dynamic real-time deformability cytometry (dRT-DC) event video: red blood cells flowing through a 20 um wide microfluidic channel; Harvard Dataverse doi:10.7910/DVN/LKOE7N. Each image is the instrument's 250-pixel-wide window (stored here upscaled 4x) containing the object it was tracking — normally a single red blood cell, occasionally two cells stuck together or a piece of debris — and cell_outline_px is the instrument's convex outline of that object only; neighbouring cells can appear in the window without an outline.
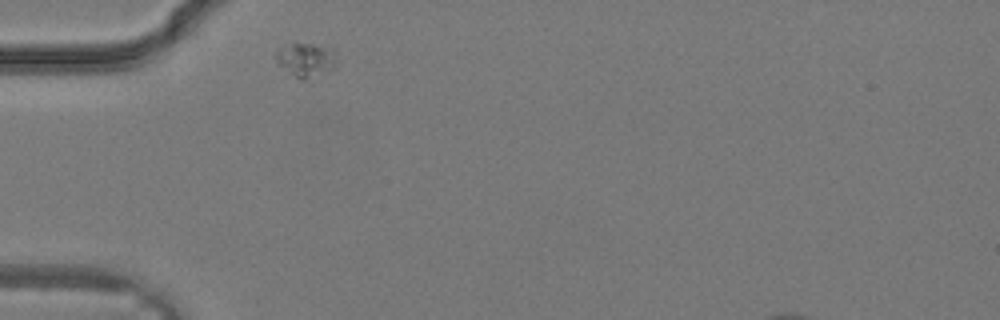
{"species": "common noctule bat (a hibernating species)", "species_latin": "Nyctalus noctula", "temperature_condition": "warm", "stored_images_in_passage": 19, "camera_frame_rate_fps": 3000, "um_per_image_px": 0.085, "animal": {"sex": "male", "body_mass_g": 19.2, "forearm_length_mm": 51.8}, "frame": {"image": 1, "passage_image": 1, "time_ms": 0.0, "image_size_px": [1000, 320], "cell_outline_px": [[332, 68], [304, 80], [300, 80], [280, 64], [276, 60], [276, 48], [292, 44], [312, 44], [320, 48], [324, 52], [332, 64]], "centroid_in_image_um": [25.77, 5.11], "position_along_channel_um": 59.2, "area_um2": 10.35}}
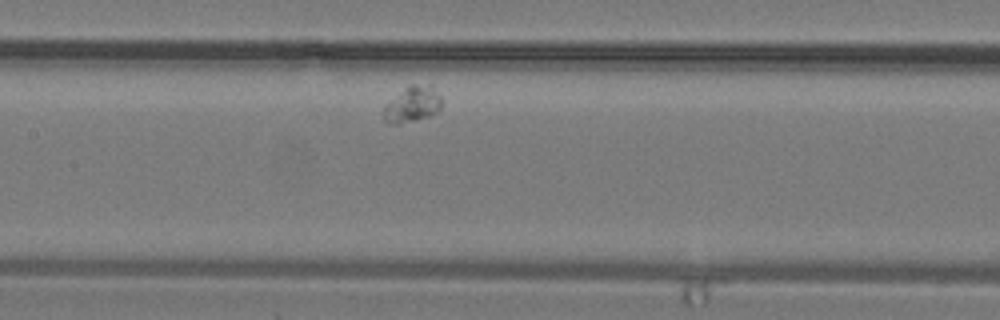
{"frame": {"image": 2, "passage_image": 8, "time_ms": 2.333, "image_size_px": [1000, 320], "cell_outline_px": [[444, 100], [440, 108], [432, 116], [400, 124], [388, 124], [384, 120], [384, 108], [388, 104], [412, 84], [432, 84]], "centroid_in_image_um": [35.15, 8.89], "position_along_channel_um": 172.3, "area_um2": 12.02}}
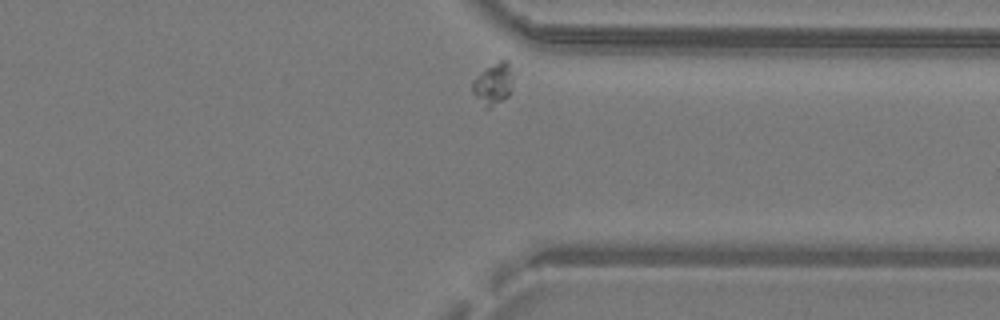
{"frame": {"image": 3, "passage_image": 19, "time_ms": 6.0, "image_size_px": [1000, 320], "cell_outline_px": [[516, 72], [508, 96], [488, 108], [472, 92], [472, 80], [480, 72], [504, 56], [508, 60]], "centroid_in_image_um": [42.0, 7.0], "position_along_channel_um": 369.4, "area_um2": 10.17}}